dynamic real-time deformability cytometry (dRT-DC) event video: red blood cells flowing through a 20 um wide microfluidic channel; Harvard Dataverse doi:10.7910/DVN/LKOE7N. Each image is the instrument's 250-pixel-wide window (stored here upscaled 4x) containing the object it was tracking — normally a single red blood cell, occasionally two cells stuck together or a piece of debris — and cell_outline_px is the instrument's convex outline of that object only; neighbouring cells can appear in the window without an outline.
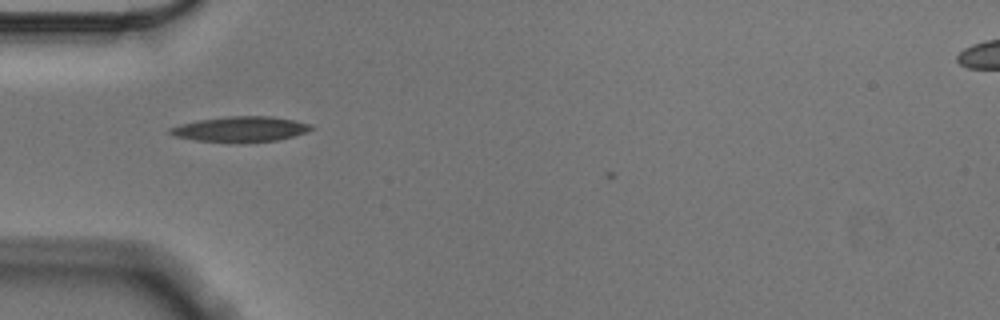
{"species": "Egyptian fruit bat (a non-hibernating species)", "species_latin": "Rousettus aegyptiacus", "temperature_condition": "cold", "stored_images_in_passage": 5, "camera_frame_rate_fps": 3000, "um_per_image_px": 0.085, "animal": {"sex": "male"}, "frame": {"image": 1, "passage_image": 2, "time_ms": 0.333, "image_size_px": [1000, 320], "cell_outline_px": [[312, 128], [304, 132], [292, 136], [276, 140], [240, 144], [236, 144], [196, 140], [176, 136], [168, 132], [168, 128], [180, 124], [200, 120], [228, 116], [272, 116], [292, 120], [308, 124]], "centroid_in_image_um": [20.38, 11.0], "position_along_channel_um": 64.6, "area_um2": 20.81}}